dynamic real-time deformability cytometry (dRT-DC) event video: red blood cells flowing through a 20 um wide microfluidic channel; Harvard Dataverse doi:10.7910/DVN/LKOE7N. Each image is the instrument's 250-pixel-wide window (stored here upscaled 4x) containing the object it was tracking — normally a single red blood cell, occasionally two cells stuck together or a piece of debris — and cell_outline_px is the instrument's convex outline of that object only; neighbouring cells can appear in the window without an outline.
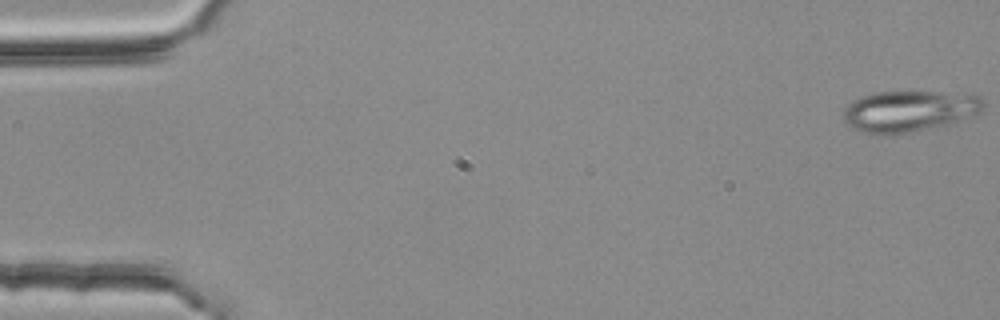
{"species": "common noctule bat (a hibernating species)", "species_latin": "Nyctalus noctula", "temperature_condition": "room temperature", "stored_images_in_passage": 5, "segment_of_instrument_passage": [2, 2], "camera_frame_rate_fps": 3000, "um_per_image_px": 0.085, "animal": {"sex": "female", "body_mass_g": 25.1}, "frame": {"image": 1, "passage_image": 5, "time_ms": 1.333, "image_size_px": [1000, 320], "cell_outline_px": [[984, 104], [980, 112], [948, 124], [888, 136], [880, 136], [860, 132], [852, 128], [844, 120], [844, 108], [852, 100], [860, 96], [880, 92], [936, 92], [980, 96], [984, 100]], "centroid_in_image_um": [77.2, 9.46], "position_along_channel_um": 7.8, "area_um2": 33.47}}